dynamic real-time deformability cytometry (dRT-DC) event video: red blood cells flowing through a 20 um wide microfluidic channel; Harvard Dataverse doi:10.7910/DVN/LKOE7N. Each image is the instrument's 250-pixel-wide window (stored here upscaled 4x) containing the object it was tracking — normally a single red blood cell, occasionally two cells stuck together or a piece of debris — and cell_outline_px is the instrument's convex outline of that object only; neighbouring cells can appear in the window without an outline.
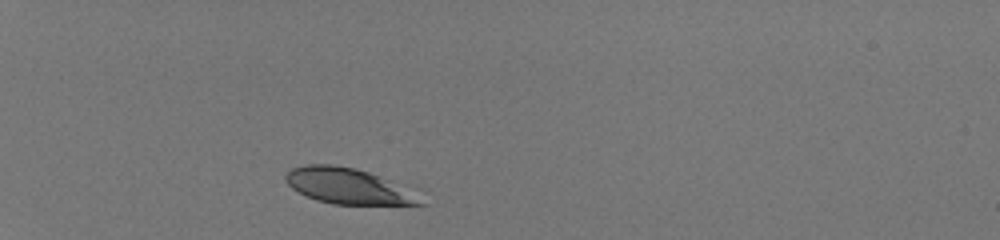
{"species": "human", "species_latin": "Homo sapiens", "temperature_condition": "room temperature", "stored_images_in_passage": 34, "camera_frame_rate_fps": 3000, "um_per_image_px": 0.085, "donor": {"sex": "male"}, "frame": {"image": 1, "passage_image": 1, "time_ms": 0.0, "image_size_px": [1000, 240], "cell_outline_px": [[428, 204], [332, 204], [316, 200], [292, 188], [284, 180], [284, 176], [292, 168], [304, 164], [332, 164], [356, 168], [420, 188]], "centroid_in_image_um": [29.8, 15.81], "position_along_channel_um": 55.2, "area_um2": 29.19}}
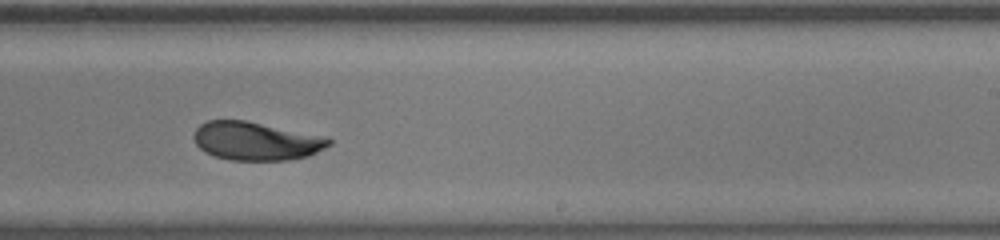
{"frame": {"image": 2, "passage_image": 20, "time_ms": 6.333, "image_size_px": [1000, 240], "cell_outline_px": [[332, 144], [308, 156], [288, 160], [228, 160], [212, 156], [204, 152], [196, 144], [192, 136], [196, 128], [200, 124], [208, 120], [244, 120], [328, 136], [332, 140]], "centroid_in_image_um": [21.76, 11.99], "position_along_channel_um": 267.2, "area_um2": 30.58}}
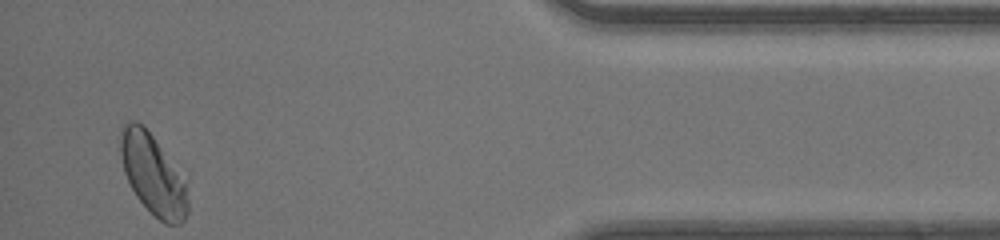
{"frame": {"image": 3, "passage_image": 34, "time_ms": 11.0, "image_size_px": [1000, 240], "cell_outline_px": [[188, 212], [184, 220], [180, 224], [164, 224], [136, 196], [124, 172], [120, 156], [120, 128], [124, 120], [136, 120], [152, 136], [184, 184], [188, 200]], "centroid_in_image_um": [12.93, 14.83], "position_along_channel_um": 422.3, "area_um2": 30.4}, "authors_computed_cell_mechanics": {"area_um2": 30.5762, "velocity_mm_per_s": 4.142, "shape_relaxation_time_tau1_ms": 2.6899, "shape_relaxation_time_tau2_ms": 0.8501, "deformation_change_tau1": 0.1268, "deformation_change_tau2": 0.0286}}